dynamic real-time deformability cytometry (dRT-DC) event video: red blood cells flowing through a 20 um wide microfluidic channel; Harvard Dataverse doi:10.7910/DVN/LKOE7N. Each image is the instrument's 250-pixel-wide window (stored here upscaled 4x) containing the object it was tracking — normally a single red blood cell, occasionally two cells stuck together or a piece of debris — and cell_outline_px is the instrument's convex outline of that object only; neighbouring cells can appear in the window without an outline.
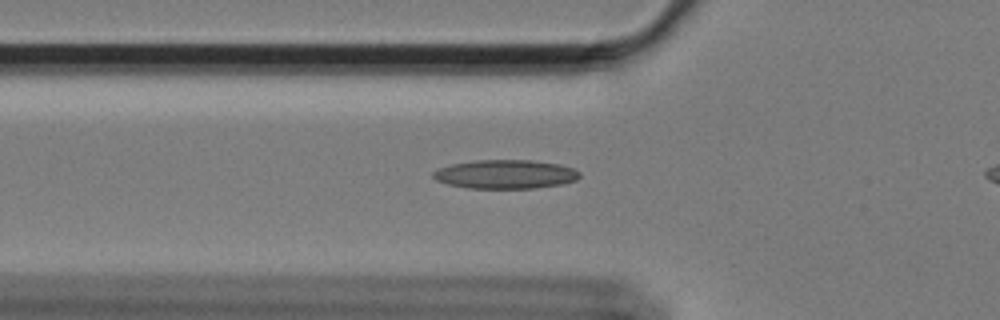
{"species": "Egyptian fruit bat (a non-hibernating species)", "species_latin": "Rousettus aegyptiacus", "temperature_condition": "cold", "stored_images_in_passage": 51, "camera_frame_rate_fps": 3000, "um_per_image_px": 0.085, "animal": {"sex": "female"}, "frame": {"image": 1, "passage_image": 19, "time_ms": 6.0, "image_size_px": [1000, 320], "cell_outline_px": [[580, 176], [576, 180], [564, 184], [532, 188], [468, 188], [448, 184], [436, 180], [432, 176], [432, 172], [440, 168], [452, 164], [476, 160], [532, 160], [560, 164], [572, 168], [580, 172]], "centroid_in_image_um": [42.98, 14.81], "position_along_channel_um": 82.8, "area_um2": 24.62}}
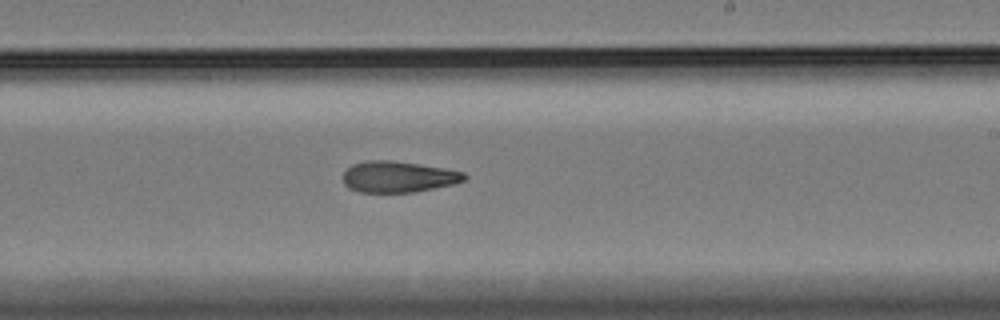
{"frame": {"image": 2, "passage_image": 34, "time_ms": 11.0, "image_size_px": [1000, 320], "cell_outline_px": [[468, 176], [464, 180], [452, 184], [412, 192], [360, 192], [348, 188], [344, 184], [344, 172], [352, 164], [368, 160], [392, 160], [420, 164], [444, 168], [464, 172]], "centroid_in_image_um": [33.83, 15.02], "position_along_channel_um": 255.2, "area_um2": 21.91}}
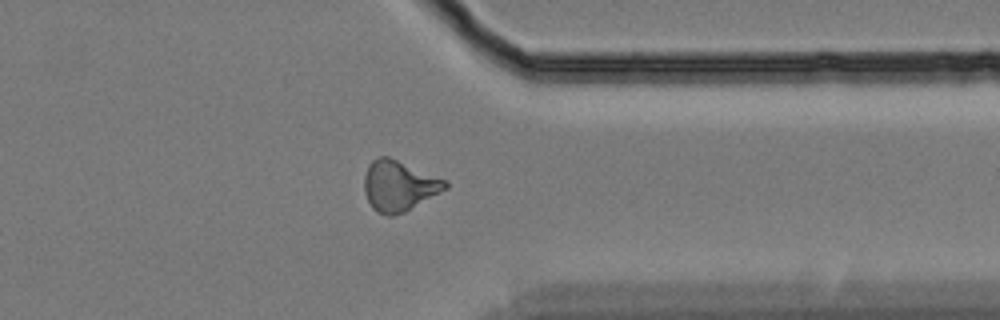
{"frame": {"image": 3, "passage_image": 45, "time_ms": 14.667, "image_size_px": [1000, 320], "cell_outline_px": [[448, 188], [404, 212], [392, 216], [388, 216], [376, 212], [372, 208], [364, 192], [364, 176], [368, 164], [372, 160], [380, 156], [388, 156], [448, 180]], "centroid_in_image_um": [33.9, 15.79], "position_along_channel_um": 377.5, "area_um2": 23.99}}